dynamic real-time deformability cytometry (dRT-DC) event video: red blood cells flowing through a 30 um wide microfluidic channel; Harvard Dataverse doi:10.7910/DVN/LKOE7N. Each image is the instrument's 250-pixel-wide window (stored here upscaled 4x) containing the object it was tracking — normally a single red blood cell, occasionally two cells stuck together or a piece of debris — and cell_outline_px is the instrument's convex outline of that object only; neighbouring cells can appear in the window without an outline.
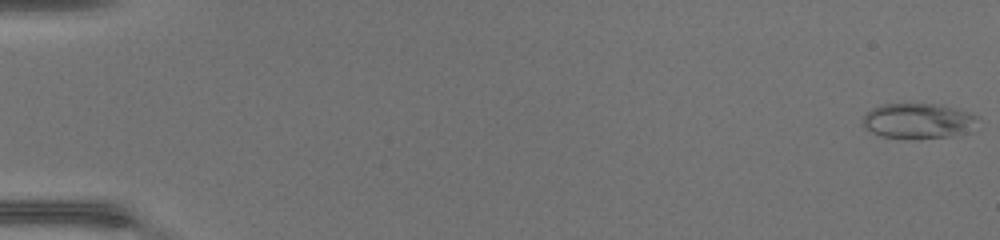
{"species": "common noctule bat (a hibernating species)", "species_latin": "Nyctalus noctula", "temperature_condition": "warm", "stored_images_in_passage": 48, "camera_frame_rate_fps": 3000, "um_per_image_px": 0.085, "animal": {"sex": "female", "body_mass_g": 17.0, "forearm_length_mm": 48.0}, "frame": {"image": 1, "passage_image": 1, "time_ms": 0.0, "image_size_px": [1000, 240], "cell_outline_px": [[980, 116], [948, 136], [880, 136], [872, 132], [860, 124], [864, 116], [872, 108], [884, 104], [940, 104]], "centroid_in_image_um": [77.84, 10.2], "position_along_channel_um": 7.2, "area_um2": 21.79}}
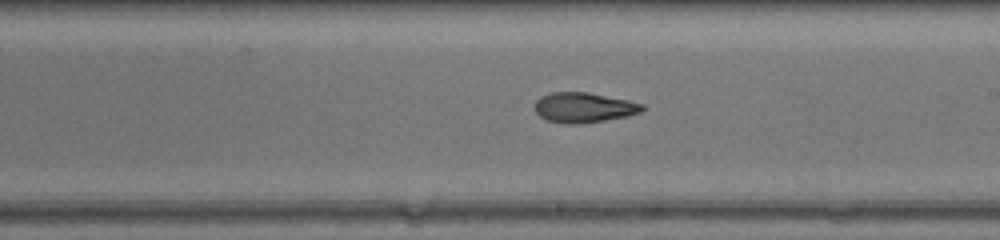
{"frame": {"image": 2, "passage_image": 29, "time_ms": 9.333, "image_size_px": [1000, 240], "cell_outline_px": [[644, 108], [640, 112], [628, 116], [604, 120], [572, 124], [564, 124], [544, 120], [536, 112], [536, 100], [540, 96], [552, 92], [588, 92], [628, 100], [644, 104]], "centroid_in_image_um": [49.61, 9.13], "position_along_channel_um": 239.4, "area_um2": 18.79}}
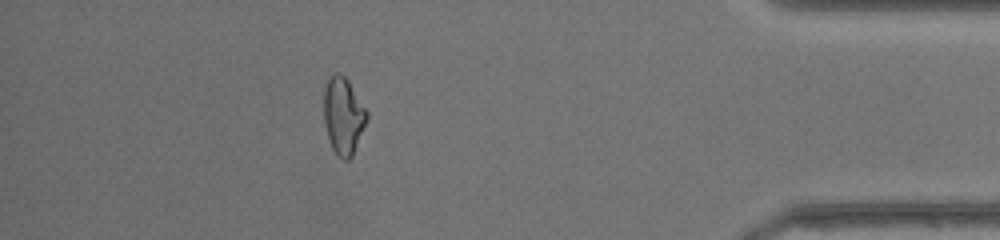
{"frame": {"image": 3, "passage_image": 43, "time_ms": 14.0, "image_size_px": [1000, 240], "cell_outline_px": [[368, 116], [352, 156], [348, 160], [344, 160], [332, 148], [328, 140], [324, 124], [324, 88], [328, 80], [336, 72], [340, 72], [348, 80], [368, 112]], "centroid_in_image_um": [29.17, 9.82], "position_along_channel_um": 406.0, "area_um2": 19.07}, "authors_computed_cell_mechanics": {"area_um2": 19.4497, "velocity_mm_per_s": 4.4687, "shape_relaxation_time_tau1_ms": 5.2185, "shape_relaxation_time_tau2_ms": 2.6203, "deformation_change_tau1": 0.2071, "deformation_change_tau2": 0.1163}}